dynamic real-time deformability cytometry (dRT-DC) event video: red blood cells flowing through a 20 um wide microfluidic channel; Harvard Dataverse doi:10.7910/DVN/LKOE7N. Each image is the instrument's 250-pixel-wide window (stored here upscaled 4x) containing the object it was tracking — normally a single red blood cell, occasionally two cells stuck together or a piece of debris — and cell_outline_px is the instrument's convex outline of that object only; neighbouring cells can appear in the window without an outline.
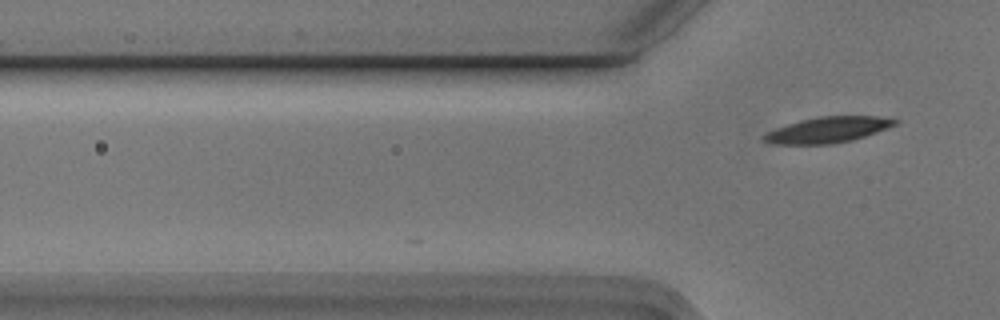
{"species": "Egyptian fruit bat (a non-hibernating species)", "species_latin": "Rousettus aegyptiacus", "temperature_condition": "cold", "stored_images_in_passage": 3, "camera_frame_rate_fps": 3000, "um_per_image_px": 0.085, "animal": {"sex": "male"}, "frame": {"image": 1, "passage_image": 3, "time_ms": 0.667, "image_size_px": [1000, 320], "cell_outline_px": [[900, 120], [896, 124], [876, 132], [852, 140], [828, 144], [772, 144], [760, 140], [760, 136], [776, 128], [800, 120], [816, 116], [876, 116]], "centroid_in_image_um": [70.3, 11.03], "position_along_channel_um": 55.5, "area_um2": 19.65}}